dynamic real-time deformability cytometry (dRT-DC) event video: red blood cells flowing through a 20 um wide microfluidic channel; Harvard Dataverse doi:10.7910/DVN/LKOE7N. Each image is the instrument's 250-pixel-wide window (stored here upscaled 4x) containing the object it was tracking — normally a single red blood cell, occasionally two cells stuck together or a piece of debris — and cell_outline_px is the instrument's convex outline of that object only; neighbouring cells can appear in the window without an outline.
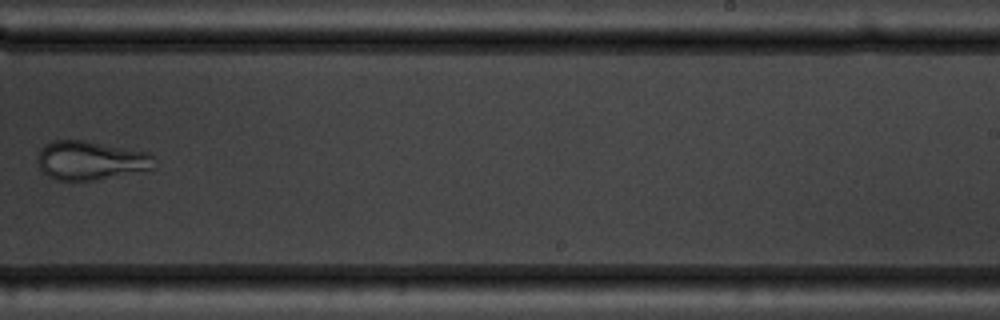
{"species": "common noctule bat (a hibernating species)", "species_latin": "Nyctalus noctula", "temperature_condition": "warm", "stored_images_in_passage": 10, "camera_frame_rate_fps": 3000, "um_per_image_px": 0.085, "animal": {"sex": "male", "body_mass_g": 19.5, "forearm_length_mm": 54.6}, "frame": {"image": 1, "passage_image": 10, "time_ms": 11.0, "image_size_px": [1000, 320], "cell_outline_px": [[152, 168], [96, 180], [56, 180], [48, 176], [40, 168], [36, 160], [40, 148], [44, 144], [52, 140], [84, 140], [148, 152], [152, 156]], "centroid_in_image_um": [7.61, 13.62], "position_along_channel_um": 281.4, "area_um2": 26.18}}